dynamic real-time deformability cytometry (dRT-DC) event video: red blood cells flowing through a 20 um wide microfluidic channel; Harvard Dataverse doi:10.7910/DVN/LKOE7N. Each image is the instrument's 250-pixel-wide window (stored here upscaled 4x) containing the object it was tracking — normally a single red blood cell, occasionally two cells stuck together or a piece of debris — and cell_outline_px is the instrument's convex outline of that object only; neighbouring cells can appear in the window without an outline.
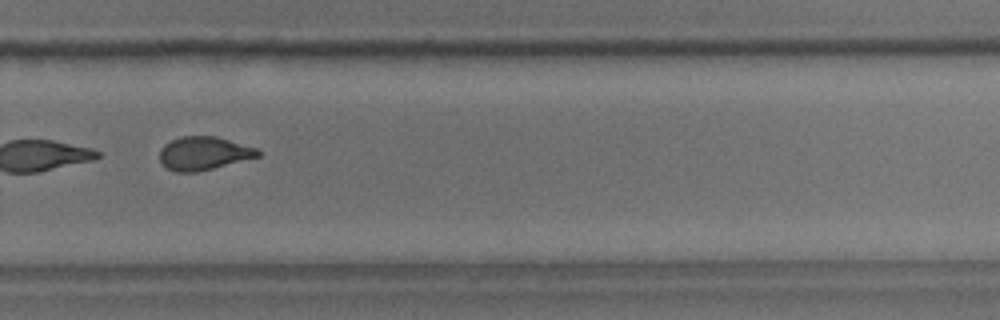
{"species": "common noctule bat (a hibernating species)", "species_latin": "Nyctalus noctula", "temperature_condition": "room temperature", "stored_images_in_passage": 13, "camera_frame_rate_fps": 3000, "um_per_image_px": 0.085, "animal": {"sex": "male", "body_mass_g": 18.8}, "frame": {"image": 1, "passage_image": 10, "time_ms": 3.0, "image_size_px": [1000, 320], "cell_outline_px": [[260, 156], [196, 172], [176, 172], [160, 164], [160, 148], [164, 144], [180, 136], [216, 136], [256, 148], [260, 152]], "centroid_in_image_um": [17.27, 13.03], "position_along_channel_um": 312.5, "area_um2": 18.96}}